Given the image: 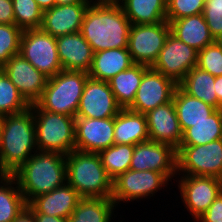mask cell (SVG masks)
<instances>
[{
    "instance_id": "obj_7",
    "label": "cell",
    "mask_w": 222,
    "mask_h": 222,
    "mask_svg": "<svg viewBox=\"0 0 222 222\" xmlns=\"http://www.w3.org/2000/svg\"><path fill=\"white\" fill-rule=\"evenodd\" d=\"M177 175L222 179V138L204 145H180L177 149Z\"/></svg>"
},
{
    "instance_id": "obj_14",
    "label": "cell",
    "mask_w": 222,
    "mask_h": 222,
    "mask_svg": "<svg viewBox=\"0 0 222 222\" xmlns=\"http://www.w3.org/2000/svg\"><path fill=\"white\" fill-rule=\"evenodd\" d=\"M178 84L151 67L144 73L136 92L131 111L146 114L156 107L173 100Z\"/></svg>"
},
{
    "instance_id": "obj_2",
    "label": "cell",
    "mask_w": 222,
    "mask_h": 222,
    "mask_svg": "<svg viewBox=\"0 0 222 222\" xmlns=\"http://www.w3.org/2000/svg\"><path fill=\"white\" fill-rule=\"evenodd\" d=\"M131 23L121 6L90 5L80 33L93 52L127 48Z\"/></svg>"
},
{
    "instance_id": "obj_39",
    "label": "cell",
    "mask_w": 222,
    "mask_h": 222,
    "mask_svg": "<svg viewBox=\"0 0 222 222\" xmlns=\"http://www.w3.org/2000/svg\"><path fill=\"white\" fill-rule=\"evenodd\" d=\"M222 222V192L196 222Z\"/></svg>"
},
{
    "instance_id": "obj_4",
    "label": "cell",
    "mask_w": 222,
    "mask_h": 222,
    "mask_svg": "<svg viewBox=\"0 0 222 222\" xmlns=\"http://www.w3.org/2000/svg\"><path fill=\"white\" fill-rule=\"evenodd\" d=\"M66 179L82 198H112L113 180L98 153L73 150L67 154Z\"/></svg>"
},
{
    "instance_id": "obj_27",
    "label": "cell",
    "mask_w": 222,
    "mask_h": 222,
    "mask_svg": "<svg viewBox=\"0 0 222 222\" xmlns=\"http://www.w3.org/2000/svg\"><path fill=\"white\" fill-rule=\"evenodd\" d=\"M215 76L195 66L178 84L187 94L204 101L217 109H222L214 88Z\"/></svg>"
},
{
    "instance_id": "obj_11",
    "label": "cell",
    "mask_w": 222,
    "mask_h": 222,
    "mask_svg": "<svg viewBox=\"0 0 222 222\" xmlns=\"http://www.w3.org/2000/svg\"><path fill=\"white\" fill-rule=\"evenodd\" d=\"M178 182L181 199L196 221L222 192V179L207 176L181 175Z\"/></svg>"
},
{
    "instance_id": "obj_19",
    "label": "cell",
    "mask_w": 222,
    "mask_h": 222,
    "mask_svg": "<svg viewBox=\"0 0 222 222\" xmlns=\"http://www.w3.org/2000/svg\"><path fill=\"white\" fill-rule=\"evenodd\" d=\"M89 3L55 5L43 11L41 29L53 37L78 33Z\"/></svg>"
},
{
    "instance_id": "obj_8",
    "label": "cell",
    "mask_w": 222,
    "mask_h": 222,
    "mask_svg": "<svg viewBox=\"0 0 222 222\" xmlns=\"http://www.w3.org/2000/svg\"><path fill=\"white\" fill-rule=\"evenodd\" d=\"M19 54L48 78L63 70L58 57L56 37L41 28L22 32Z\"/></svg>"
},
{
    "instance_id": "obj_30",
    "label": "cell",
    "mask_w": 222,
    "mask_h": 222,
    "mask_svg": "<svg viewBox=\"0 0 222 222\" xmlns=\"http://www.w3.org/2000/svg\"><path fill=\"white\" fill-rule=\"evenodd\" d=\"M116 208L111 198H82L68 222H110Z\"/></svg>"
},
{
    "instance_id": "obj_46",
    "label": "cell",
    "mask_w": 222,
    "mask_h": 222,
    "mask_svg": "<svg viewBox=\"0 0 222 222\" xmlns=\"http://www.w3.org/2000/svg\"><path fill=\"white\" fill-rule=\"evenodd\" d=\"M56 5H65V4H73V3H88L87 0H55Z\"/></svg>"
},
{
    "instance_id": "obj_12",
    "label": "cell",
    "mask_w": 222,
    "mask_h": 222,
    "mask_svg": "<svg viewBox=\"0 0 222 222\" xmlns=\"http://www.w3.org/2000/svg\"><path fill=\"white\" fill-rule=\"evenodd\" d=\"M197 57L198 51L170 32L151 68L179 84L187 73L197 66Z\"/></svg>"
},
{
    "instance_id": "obj_5",
    "label": "cell",
    "mask_w": 222,
    "mask_h": 222,
    "mask_svg": "<svg viewBox=\"0 0 222 222\" xmlns=\"http://www.w3.org/2000/svg\"><path fill=\"white\" fill-rule=\"evenodd\" d=\"M87 72L62 70L48 78L40 99L35 103L41 110L76 118Z\"/></svg>"
},
{
    "instance_id": "obj_35",
    "label": "cell",
    "mask_w": 222,
    "mask_h": 222,
    "mask_svg": "<svg viewBox=\"0 0 222 222\" xmlns=\"http://www.w3.org/2000/svg\"><path fill=\"white\" fill-rule=\"evenodd\" d=\"M22 32L15 24H0V68L20 53Z\"/></svg>"
},
{
    "instance_id": "obj_23",
    "label": "cell",
    "mask_w": 222,
    "mask_h": 222,
    "mask_svg": "<svg viewBox=\"0 0 222 222\" xmlns=\"http://www.w3.org/2000/svg\"><path fill=\"white\" fill-rule=\"evenodd\" d=\"M149 141L145 114L121 109L114 117L115 144L136 145Z\"/></svg>"
},
{
    "instance_id": "obj_45",
    "label": "cell",
    "mask_w": 222,
    "mask_h": 222,
    "mask_svg": "<svg viewBox=\"0 0 222 222\" xmlns=\"http://www.w3.org/2000/svg\"><path fill=\"white\" fill-rule=\"evenodd\" d=\"M35 1L43 11L51 9L53 6L56 5L55 0H35Z\"/></svg>"
},
{
    "instance_id": "obj_33",
    "label": "cell",
    "mask_w": 222,
    "mask_h": 222,
    "mask_svg": "<svg viewBox=\"0 0 222 222\" xmlns=\"http://www.w3.org/2000/svg\"><path fill=\"white\" fill-rule=\"evenodd\" d=\"M30 104L0 68V116L23 113Z\"/></svg>"
},
{
    "instance_id": "obj_25",
    "label": "cell",
    "mask_w": 222,
    "mask_h": 222,
    "mask_svg": "<svg viewBox=\"0 0 222 222\" xmlns=\"http://www.w3.org/2000/svg\"><path fill=\"white\" fill-rule=\"evenodd\" d=\"M173 102L182 132L191 127V124L206 120L217 110L204 101L187 94L179 85L175 90Z\"/></svg>"
},
{
    "instance_id": "obj_18",
    "label": "cell",
    "mask_w": 222,
    "mask_h": 222,
    "mask_svg": "<svg viewBox=\"0 0 222 222\" xmlns=\"http://www.w3.org/2000/svg\"><path fill=\"white\" fill-rule=\"evenodd\" d=\"M149 141L165 143L179 148L183 132L173 100L148 111L146 114Z\"/></svg>"
},
{
    "instance_id": "obj_17",
    "label": "cell",
    "mask_w": 222,
    "mask_h": 222,
    "mask_svg": "<svg viewBox=\"0 0 222 222\" xmlns=\"http://www.w3.org/2000/svg\"><path fill=\"white\" fill-rule=\"evenodd\" d=\"M114 144V117L75 118V150L99 153Z\"/></svg>"
},
{
    "instance_id": "obj_34",
    "label": "cell",
    "mask_w": 222,
    "mask_h": 222,
    "mask_svg": "<svg viewBox=\"0 0 222 222\" xmlns=\"http://www.w3.org/2000/svg\"><path fill=\"white\" fill-rule=\"evenodd\" d=\"M15 25L22 31L40 29L43 21V10L35 0H12Z\"/></svg>"
},
{
    "instance_id": "obj_26",
    "label": "cell",
    "mask_w": 222,
    "mask_h": 222,
    "mask_svg": "<svg viewBox=\"0 0 222 222\" xmlns=\"http://www.w3.org/2000/svg\"><path fill=\"white\" fill-rule=\"evenodd\" d=\"M149 68V66L135 63L108 81L117 104L122 109H128L134 102L142 77Z\"/></svg>"
},
{
    "instance_id": "obj_1",
    "label": "cell",
    "mask_w": 222,
    "mask_h": 222,
    "mask_svg": "<svg viewBox=\"0 0 222 222\" xmlns=\"http://www.w3.org/2000/svg\"><path fill=\"white\" fill-rule=\"evenodd\" d=\"M37 151L36 129L31 108L23 113L2 116L0 175H11Z\"/></svg>"
},
{
    "instance_id": "obj_16",
    "label": "cell",
    "mask_w": 222,
    "mask_h": 222,
    "mask_svg": "<svg viewBox=\"0 0 222 222\" xmlns=\"http://www.w3.org/2000/svg\"><path fill=\"white\" fill-rule=\"evenodd\" d=\"M1 70L30 105L35 104L40 99L48 77L34 68L20 54L12 56L1 67Z\"/></svg>"
},
{
    "instance_id": "obj_31",
    "label": "cell",
    "mask_w": 222,
    "mask_h": 222,
    "mask_svg": "<svg viewBox=\"0 0 222 222\" xmlns=\"http://www.w3.org/2000/svg\"><path fill=\"white\" fill-rule=\"evenodd\" d=\"M222 138V109H217L206 120L191 124L183 132L180 145H204Z\"/></svg>"
},
{
    "instance_id": "obj_41",
    "label": "cell",
    "mask_w": 222,
    "mask_h": 222,
    "mask_svg": "<svg viewBox=\"0 0 222 222\" xmlns=\"http://www.w3.org/2000/svg\"><path fill=\"white\" fill-rule=\"evenodd\" d=\"M36 222H68L67 218L49 216L45 214H33Z\"/></svg>"
},
{
    "instance_id": "obj_21",
    "label": "cell",
    "mask_w": 222,
    "mask_h": 222,
    "mask_svg": "<svg viewBox=\"0 0 222 222\" xmlns=\"http://www.w3.org/2000/svg\"><path fill=\"white\" fill-rule=\"evenodd\" d=\"M56 43L63 70L88 73L94 52L80 32L58 36L56 37Z\"/></svg>"
},
{
    "instance_id": "obj_38",
    "label": "cell",
    "mask_w": 222,
    "mask_h": 222,
    "mask_svg": "<svg viewBox=\"0 0 222 222\" xmlns=\"http://www.w3.org/2000/svg\"><path fill=\"white\" fill-rule=\"evenodd\" d=\"M204 19L214 39L222 34V0H205Z\"/></svg>"
},
{
    "instance_id": "obj_13",
    "label": "cell",
    "mask_w": 222,
    "mask_h": 222,
    "mask_svg": "<svg viewBox=\"0 0 222 222\" xmlns=\"http://www.w3.org/2000/svg\"><path fill=\"white\" fill-rule=\"evenodd\" d=\"M129 169L156 171L171 181L177 175V150L165 143L153 141L136 144Z\"/></svg>"
},
{
    "instance_id": "obj_15",
    "label": "cell",
    "mask_w": 222,
    "mask_h": 222,
    "mask_svg": "<svg viewBox=\"0 0 222 222\" xmlns=\"http://www.w3.org/2000/svg\"><path fill=\"white\" fill-rule=\"evenodd\" d=\"M121 109L109 82L87 78L76 118L105 119L115 117Z\"/></svg>"
},
{
    "instance_id": "obj_47",
    "label": "cell",
    "mask_w": 222,
    "mask_h": 222,
    "mask_svg": "<svg viewBox=\"0 0 222 222\" xmlns=\"http://www.w3.org/2000/svg\"><path fill=\"white\" fill-rule=\"evenodd\" d=\"M215 42L221 47L222 49V34L215 39Z\"/></svg>"
},
{
    "instance_id": "obj_24",
    "label": "cell",
    "mask_w": 222,
    "mask_h": 222,
    "mask_svg": "<svg viewBox=\"0 0 222 222\" xmlns=\"http://www.w3.org/2000/svg\"><path fill=\"white\" fill-rule=\"evenodd\" d=\"M133 64L135 63L127 48L102 50L93 54L88 75L93 79L108 82Z\"/></svg>"
},
{
    "instance_id": "obj_40",
    "label": "cell",
    "mask_w": 222,
    "mask_h": 222,
    "mask_svg": "<svg viewBox=\"0 0 222 222\" xmlns=\"http://www.w3.org/2000/svg\"><path fill=\"white\" fill-rule=\"evenodd\" d=\"M0 24H15L12 0H0Z\"/></svg>"
},
{
    "instance_id": "obj_42",
    "label": "cell",
    "mask_w": 222,
    "mask_h": 222,
    "mask_svg": "<svg viewBox=\"0 0 222 222\" xmlns=\"http://www.w3.org/2000/svg\"><path fill=\"white\" fill-rule=\"evenodd\" d=\"M89 5L97 6H121L124 0H87Z\"/></svg>"
},
{
    "instance_id": "obj_28",
    "label": "cell",
    "mask_w": 222,
    "mask_h": 222,
    "mask_svg": "<svg viewBox=\"0 0 222 222\" xmlns=\"http://www.w3.org/2000/svg\"><path fill=\"white\" fill-rule=\"evenodd\" d=\"M121 7L131 24L167 21L166 0H124Z\"/></svg>"
},
{
    "instance_id": "obj_6",
    "label": "cell",
    "mask_w": 222,
    "mask_h": 222,
    "mask_svg": "<svg viewBox=\"0 0 222 222\" xmlns=\"http://www.w3.org/2000/svg\"><path fill=\"white\" fill-rule=\"evenodd\" d=\"M33 111L37 150L67 155L75 150V118L41 110L31 104Z\"/></svg>"
},
{
    "instance_id": "obj_36",
    "label": "cell",
    "mask_w": 222,
    "mask_h": 222,
    "mask_svg": "<svg viewBox=\"0 0 222 222\" xmlns=\"http://www.w3.org/2000/svg\"><path fill=\"white\" fill-rule=\"evenodd\" d=\"M197 67L215 77L222 75V49L216 42L198 51Z\"/></svg>"
},
{
    "instance_id": "obj_44",
    "label": "cell",
    "mask_w": 222,
    "mask_h": 222,
    "mask_svg": "<svg viewBox=\"0 0 222 222\" xmlns=\"http://www.w3.org/2000/svg\"><path fill=\"white\" fill-rule=\"evenodd\" d=\"M214 88L218 102L222 105V75L215 77Z\"/></svg>"
},
{
    "instance_id": "obj_10",
    "label": "cell",
    "mask_w": 222,
    "mask_h": 222,
    "mask_svg": "<svg viewBox=\"0 0 222 222\" xmlns=\"http://www.w3.org/2000/svg\"><path fill=\"white\" fill-rule=\"evenodd\" d=\"M169 181L163 173L151 170L136 171L129 169L113 180L111 199L115 202L116 207L121 202L140 200V198L148 199L158 190L167 187Z\"/></svg>"
},
{
    "instance_id": "obj_9",
    "label": "cell",
    "mask_w": 222,
    "mask_h": 222,
    "mask_svg": "<svg viewBox=\"0 0 222 222\" xmlns=\"http://www.w3.org/2000/svg\"><path fill=\"white\" fill-rule=\"evenodd\" d=\"M170 32V24L167 21L155 24H132L127 49L133 62L151 67Z\"/></svg>"
},
{
    "instance_id": "obj_37",
    "label": "cell",
    "mask_w": 222,
    "mask_h": 222,
    "mask_svg": "<svg viewBox=\"0 0 222 222\" xmlns=\"http://www.w3.org/2000/svg\"><path fill=\"white\" fill-rule=\"evenodd\" d=\"M205 0H168L166 1V20L174 21L203 13Z\"/></svg>"
},
{
    "instance_id": "obj_22",
    "label": "cell",
    "mask_w": 222,
    "mask_h": 222,
    "mask_svg": "<svg viewBox=\"0 0 222 222\" xmlns=\"http://www.w3.org/2000/svg\"><path fill=\"white\" fill-rule=\"evenodd\" d=\"M167 22L170 24L171 33L196 51L215 42L203 13Z\"/></svg>"
},
{
    "instance_id": "obj_29",
    "label": "cell",
    "mask_w": 222,
    "mask_h": 222,
    "mask_svg": "<svg viewBox=\"0 0 222 222\" xmlns=\"http://www.w3.org/2000/svg\"><path fill=\"white\" fill-rule=\"evenodd\" d=\"M27 205L17 181L11 175H0V222H13Z\"/></svg>"
},
{
    "instance_id": "obj_32",
    "label": "cell",
    "mask_w": 222,
    "mask_h": 222,
    "mask_svg": "<svg viewBox=\"0 0 222 222\" xmlns=\"http://www.w3.org/2000/svg\"><path fill=\"white\" fill-rule=\"evenodd\" d=\"M133 152L134 145L114 144L98 154L108 176L114 180L129 170Z\"/></svg>"
},
{
    "instance_id": "obj_48",
    "label": "cell",
    "mask_w": 222,
    "mask_h": 222,
    "mask_svg": "<svg viewBox=\"0 0 222 222\" xmlns=\"http://www.w3.org/2000/svg\"><path fill=\"white\" fill-rule=\"evenodd\" d=\"M1 124H2V116H0V130H1Z\"/></svg>"
},
{
    "instance_id": "obj_43",
    "label": "cell",
    "mask_w": 222,
    "mask_h": 222,
    "mask_svg": "<svg viewBox=\"0 0 222 222\" xmlns=\"http://www.w3.org/2000/svg\"><path fill=\"white\" fill-rule=\"evenodd\" d=\"M13 222H36L33 214L26 208Z\"/></svg>"
},
{
    "instance_id": "obj_3",
    "label": "cell",
    "mask_w": 222,
    "mask_h": 222,
    "mask_svg": "<svg viewBox=\"0 0 222 222\" xmlns=\"http://www.w3.org/2000/svg\"><path fill=\"white\" fill-rule=\"evenodd\" d=\"M11 176L17 181L27 204L66 182V155L58 152L34 153Z\"/></svg>"
},
{
    "instance_id": "obj_20",
    "label": "cell",
    "mask_w": 222,
    "mask_h": 222,
    "mask_svg": "<svg viewBox=\"0 0 222 222\" xmlns=\"http://www.w3.org/2000/svg\"><path fill=\"white\" fill-rule=\"evenodd\" d=\"M81 199L77 191L66 182L63 186L34 198L27 209L32 214L68 218Z\"/></svg>"
}]
</instances>
